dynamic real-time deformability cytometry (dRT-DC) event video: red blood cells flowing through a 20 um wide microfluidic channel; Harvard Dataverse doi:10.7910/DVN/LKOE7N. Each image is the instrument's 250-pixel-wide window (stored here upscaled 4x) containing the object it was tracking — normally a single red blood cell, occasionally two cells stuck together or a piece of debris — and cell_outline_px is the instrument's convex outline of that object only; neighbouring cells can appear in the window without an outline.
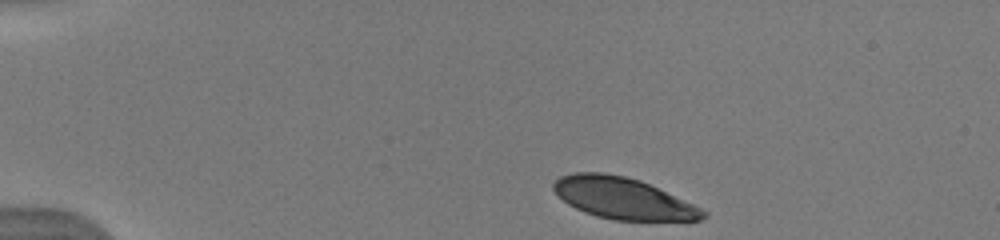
{"species": "human", "species_latin": "Homo sapiens", "temperature_condition": "warm", "stored_images_in_passage": 46, "camera_frame_rate_fps": 3000, "um_per_image_px": 0.085, "donor": {"sex": "male"}, "frame": {"image": 1, "passage_image": 1, "time_ms": 0.0, "image_size_px": [1000, 240], "cell_outline_px": [[708, 216], [700, 220], [612, 220], [596, 216], [584, 212], [568, 204], [552, 188], [552, 184], [560, 176], [572, 172], [604, 172], [624, 176], [640, 180], [692, 204], [708, 212]], "centroid_in_image_um": [52.93, 16.85], "position_along_channel_um": 32.1, "area_um2": 35.78}}
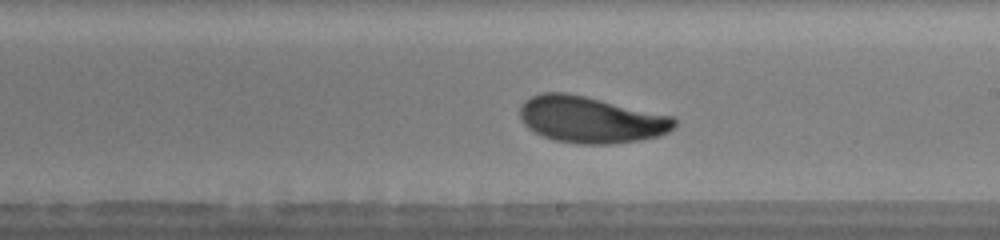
{"frame": {"image": 2, "passage_image": 20, "time_ms": 7.0, "image_size_px": [1000, 240], "cell_outline_px": [[676, 128], [660, 136], [640, 140], [608, 144], [580, 144], [552, 140], [528, 128], [520, 120], [520, 104], [524, 100], [532, 96], [544, 92], [564, 92], [584, 96], [672, 116], [676, 120]], "centroid_in_image_um": [50.2, 10.17], "position_along_channel_um": 238.8, "area_um2": 41.85}, "authors_computed_cell_mechanics": {"area_um2": 40.7779, "velocity_mm_per_s": 4.0595, "shape_relaxation_time_tau1_ms": 2.251, "shape_relaxation_time_tau2_ms": 4.6379, "deformation_change_tau1": 0.1333, "deformation_change_tau2": 0.1087}}